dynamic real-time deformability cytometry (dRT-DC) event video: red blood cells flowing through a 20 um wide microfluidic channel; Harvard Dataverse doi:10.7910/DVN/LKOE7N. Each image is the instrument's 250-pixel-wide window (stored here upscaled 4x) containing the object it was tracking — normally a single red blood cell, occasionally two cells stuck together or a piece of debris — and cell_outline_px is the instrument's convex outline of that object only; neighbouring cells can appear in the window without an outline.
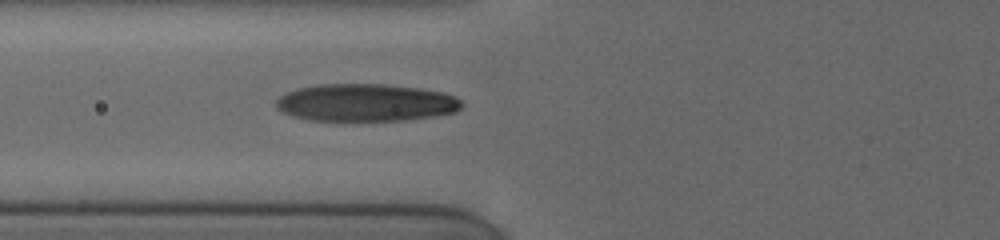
{"species": "human", "species_latin": "Homo sapiens", "temperature_condition": "cold", "stored_images_in_passage": 8, "camera_frame_rate_fps": 3000, "um_per_image_px": 0.085, "donor": {"sex": "female"}, "frame": {"image": 1, "passage_image": 8, "time_ms": 7.667, "image_size_px": [1000, 240], "cell_outline_px": [[464, 104], [456, 112], [436, 116], [404, 120], [308, 120], [284, 112], [276, 108], [276, 100], [280, 96], [288, 92], [300, 88], [320, 84], [380, 84], [420, 88], [444, 92], [456, 96]], "centroid_in_image_um": [31.15, 8.72], "position_along_channel_um": 94.7, "area_um2": 40.4}}